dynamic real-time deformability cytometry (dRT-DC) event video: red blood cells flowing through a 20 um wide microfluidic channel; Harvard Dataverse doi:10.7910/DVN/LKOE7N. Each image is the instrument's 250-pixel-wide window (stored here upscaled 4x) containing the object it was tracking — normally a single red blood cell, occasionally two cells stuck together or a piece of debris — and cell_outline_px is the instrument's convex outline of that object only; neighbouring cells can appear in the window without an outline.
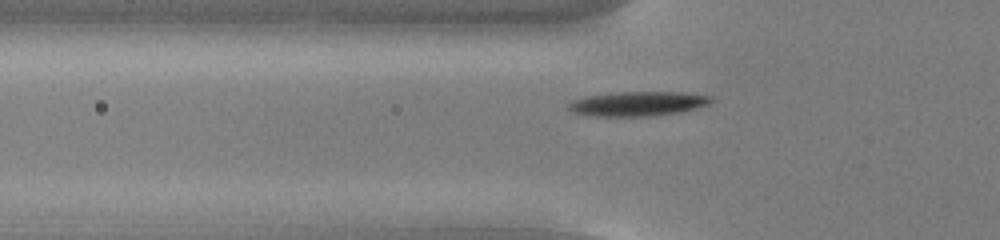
{"species": "common noctule bat (a hibernating species)", "species_latin": "Nyctalus noctula", "temperature_condition": "cold", "stored_images_in_passage": 48, "camera_frame_rate_fps": 3000, "um_per_image_px": 0.085, "animal": {"sex": "male", "body_mass_g": 13.0, "forearm_length_mm": 53.1}, "frame": {"image": 1, "passage_image": 12, "time_ms": 3.667, "image_size_px": [1000, 240], "cell_outline_px": [[716, 100], [708, 104], [680, 112], [652, 116], [592, 116], [572, 112], [568, 108], [568, 104], [572, 100], [588, 96], [620, 92], [684, 92], [712, 96]], "centroid_in_image_um": [54.24, 8.81], "position_along_channel_um": 71.6, "area_um2": 20.35}}
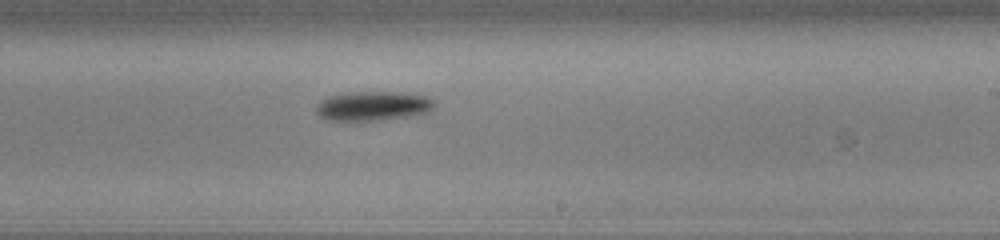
{"frame": {"image": 2, "passage_image": 27, "time_ms": 8.667, "image_size_px": [1000, 240], "cell_outline_px": [[436, 104], [428, 112], [408, 116], [380, 120], [328, 120], [320, 116], [316, 112], [316, 104], [320, 100], [328, 96], [344, 92], [400, 92], [428, 96], [436, 100]], "centroid_in_image_um": [31.7, 8.99], "position_along_channel_um": 257.3, "area_um2": 20.4}}
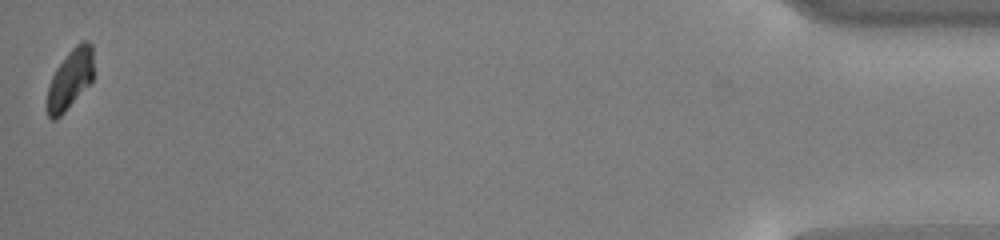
{"frame": {"image": 3, "passage_image": 48, "time_ms": 15.667, "image_size_px": [1000, 240], "cell_outline_px": [[92, 80], [64, 112], [56, 120], [52, 120], [48, 116], [48, 88], [52, 76], [56, 68], [68, 52], [80, 40], [88, 40], [92, 44]], "centroid_in_image_um": [5.96, 6.69], "position_along_channel_um": 429.2, "area_um2": 15.84}, "authors_computed_cell_mechanics": {"area_um2": 19.074, "velocity_mm_per_s": 3.7333, "shape_relaxation_time_tau1_ms": 1.1396, "shape_relaxation_time_tau2_ms": null, "deformation_change_tau1": 0.0989, "deformation_change_tau2": null}}